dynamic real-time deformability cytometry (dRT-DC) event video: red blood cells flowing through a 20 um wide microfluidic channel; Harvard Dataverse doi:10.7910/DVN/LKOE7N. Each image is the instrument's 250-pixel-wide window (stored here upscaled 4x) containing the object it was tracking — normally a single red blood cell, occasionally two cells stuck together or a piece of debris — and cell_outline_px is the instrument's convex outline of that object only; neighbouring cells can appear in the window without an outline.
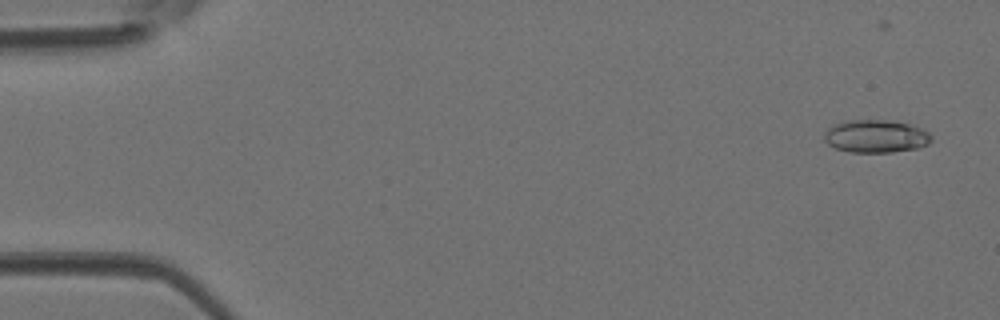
{"species": "Egyptian fruit bat (a non-hibernating species)", "species_latin": "Rousettus aegyptiacus", "temperature_condition": "room temperature", "stored_images_in_passage": 45, "camera_frame_rate_fps": 3000, "um_per_image_px": 0.085, "animal": {"sex": "female"}, "frame": {"image": 1, "passage_image": 3, "time_ms": 0.667, "image_size_px": [1000, 320], "cell_outline_px": [[932, 140], [928, 144], [916, 148], [892, 152], [848, 152], [836, 148], [828, 144], [824, 140], [824, 132], [828, 128], [836, 124], [848, 120], [888, 120], [912, 124], [928, 132], [932, 136]], "centroid_in_image_um": [74.45, 11.58], "position_along_channel_um": 10.5, "area_um2": 20.52}}
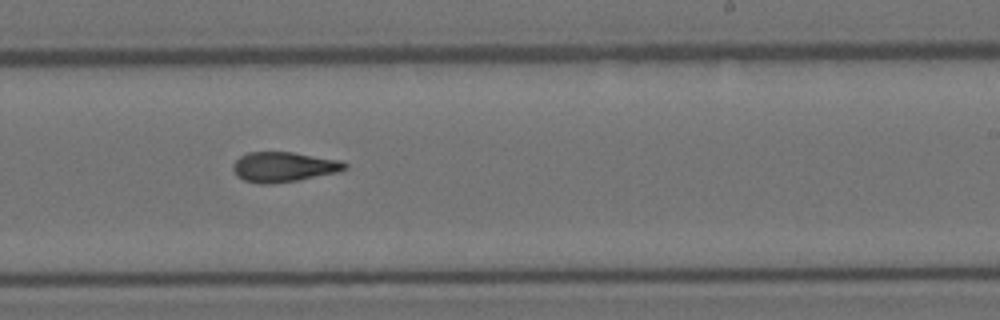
{"frame": {"image": 2, "passage_image": 28, "time_ms": 9.0, "image_size_px": [1000, 320], "cell_outline_px": [[348, 168], [336, 172], [296, 180], [272, 184], [260, 184], [244, 180], [236, 176], [232, 168], [232, 164], [240, 156], [248, 152], [292, 152], [340, 160], [348, 164]], "centroid_in_image_um": [24.07, 14.18], "position_along_channel_um": 264.9, "area_um2": 19.48}}
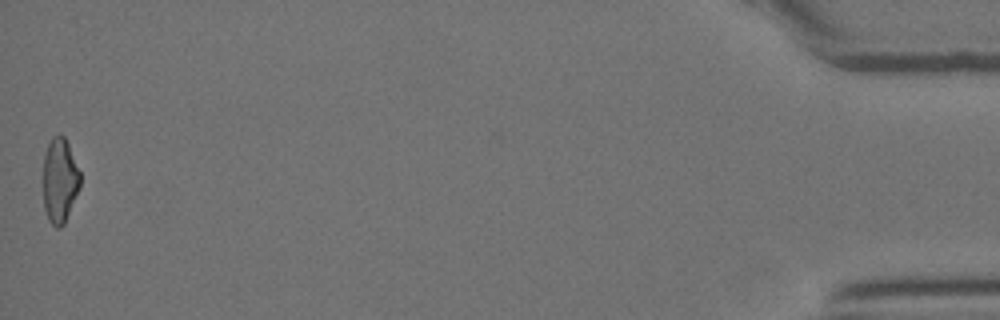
{"frame": {"image": 3, "passage_image": 45, "time_ms": 14.667, "image_size_px": [1000, 320], "cell_outline_px": [[80, 184], [64, 224], [60, 228], [56, 228], [48, 220], [44, 208], [44, 156], [48, 144], [52, 136], [60, 132], [64, 136], [68, 144], [80, 172]], "centroid_in_image_um": [5.07, 15.31], "position_along_channel_um": 430.1, "area_um2": 18.09}}